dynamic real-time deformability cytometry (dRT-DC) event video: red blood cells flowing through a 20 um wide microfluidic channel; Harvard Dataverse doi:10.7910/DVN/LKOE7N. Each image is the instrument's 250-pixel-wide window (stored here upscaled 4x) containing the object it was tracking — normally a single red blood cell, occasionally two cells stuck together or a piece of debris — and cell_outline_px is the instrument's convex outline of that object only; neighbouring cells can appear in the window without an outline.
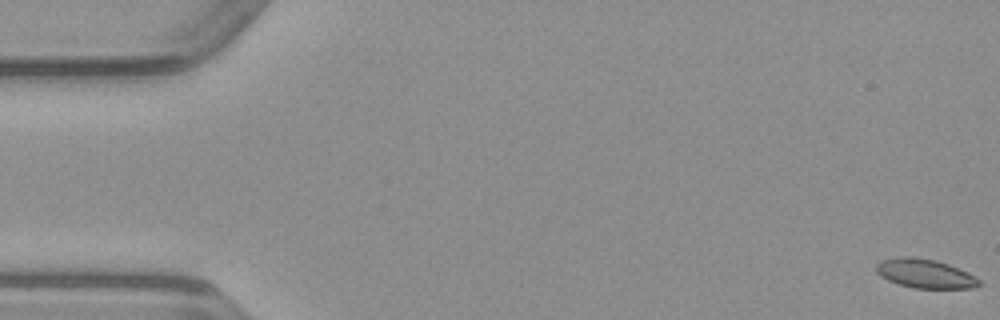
{"species": "common noctule bat (a hibernating species)", "species_latin": "Nyctalus noctula", "temperature_condition": "warm", "stored_images_in_passage": 20, "camera_frame_rate_fps": 3000, "um_per_image_px": 0.085, "animal": {"sex": "male", "body_mass_g": 23.1, "forearm_length_mm": 52.7}, "frame": {"image": 1, "passage_image": 1, "time_ms": 0.0, "image_size_px": [1000, 320], "cell_outline_px": [[980, 284], [972, 288], [916, 288], [900, 284], [888, 280], [880, 276], [876, 272], [876, 264], [884, 260], [900, 256], [908, 256], [936, 260], [948, 264], [968, 272], [976, 276], [980, 280]], "centroid_in_image_um": [78.64, 23.25], "position_along_channel_um": 6.4, "area_um2": 17.28}}
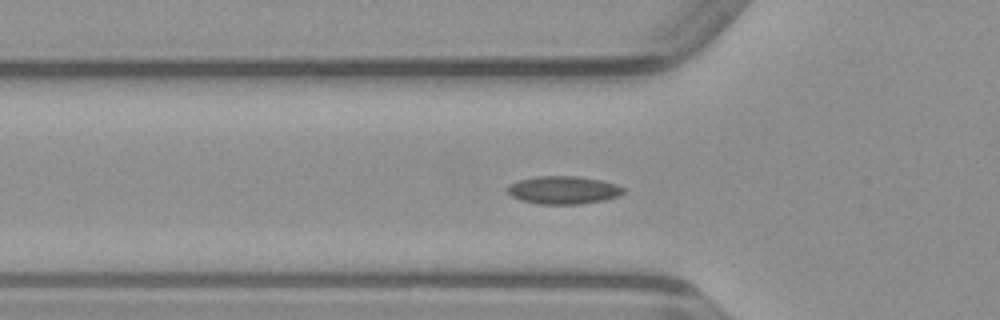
{"frame": {"image": 2, "passage_image": 17, "time_ms": 5.333, "image_size_px": [1000, 320], "cell_outline_px": [[624, 192], [620, 196], [604, 200], [580, 204], [540, 204], [520, 200], [512, 196], [504, 188], [520, 180], [536, 176], [576, 176], [600, 180], [616, 184], [624, 188]], "centroid_in_image_um": [47.89, 16.16], "position_along_channel_um": 77.9, "area_um2": 18.84}}
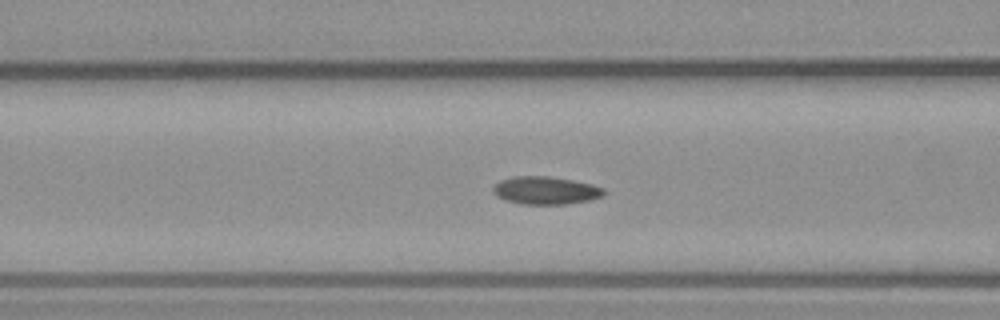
{"frame": {"image": 3, "passage_image": 20, "time_ms": 6.333, "image_size_px": [1000, 320], "cell_outline_px": [[604, 196], [588, 200], [564, 204], [520, 204], [504, 200], [496, 196], [492, 192], [492, 188], [500, 180], [512, 176], [548, 176], [572, 180], [592, 184], [604, 188]], "centroid_in_image_um": [46.34, 16.18], "position_along_channel_um": 120.3, "area_um2": 18.03}}